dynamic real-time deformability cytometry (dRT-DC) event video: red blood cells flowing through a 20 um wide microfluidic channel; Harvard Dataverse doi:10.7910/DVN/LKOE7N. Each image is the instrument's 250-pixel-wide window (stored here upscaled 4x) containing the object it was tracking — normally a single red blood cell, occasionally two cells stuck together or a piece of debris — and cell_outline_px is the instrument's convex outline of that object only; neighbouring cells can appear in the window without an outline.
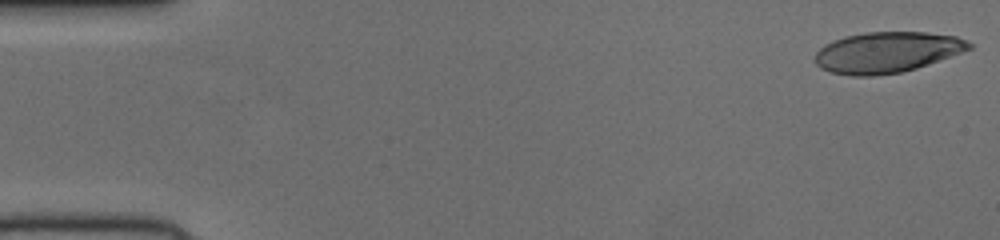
{"species": "human", "species_latin": "Homo sapiens", "temperature_condition": "cold", "stored_images_in_passage": 51, "camera_frame_rate_fps": 3000, "um_per_image_px": 0.085, "donor": {"sex": "female"}, "frame": {"image": 1, "passage_image": 1, "time_ms": 0.0, "image_size_px": [1000, 240], "cell_outline_px": [[972, 48], [916, 68], [900, 72], [872, 76], [856, 76], [832, 72], [816, 64], [816, 52], [824, 44], [832, 40], [844, 36], [864, 32], [928, 32], [956, 36], [972, 44]], "centroid_in_image_um": [75.37, 4.43], "position_along_channel_um": 9.6, "area_um2": 36.3}}
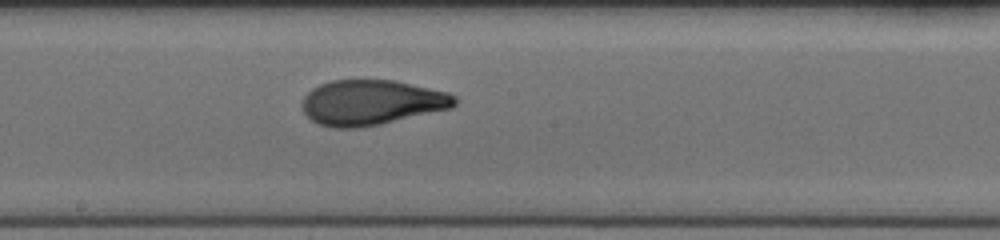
{"frame": {"image": 2, "passage_image": 28, "time_ms": 9.0, "image_size_px": [1000, 240], "cell_outline_px": [[456, 104], [452, 108], [380, 124], [356, 128], [336, 128], [320, 124], [312, 120], [304, 112], [304, 96], [312, 88], [320, 84], [332, 80], [392, 80], [448, 92], [456, 96]], "centroid_in_image_um": [31.6, 8.71], "position_along_channel_um": 216.6, "area_um2": 39.77}}
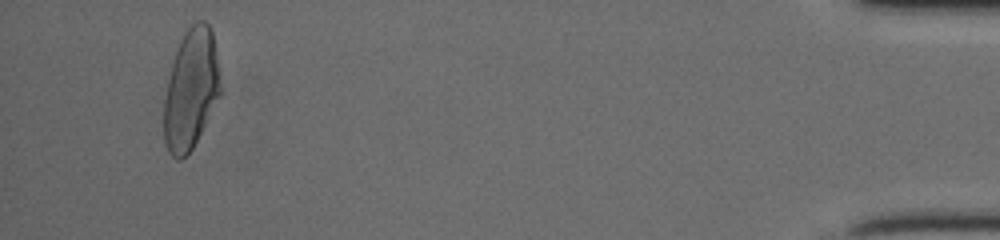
{"frame": {"image": 3, "passage_image": 49, "time_ms": 16.0, "image_size_px": [1000, 240], "cell_outline_px": [[220, 92], [192, 148], [180, 160], [176, 160], [168, 152], [164, 140], [164, 100], [172, 64], [180, 40], [184, 32], [196, 20], [204, 20], [212, 28], [216, 56], [220, 88]], "centroid_in_image_um": [16.2, 7.57], "position_along_channel_um": 419.0, "area_um2": 38.61}}